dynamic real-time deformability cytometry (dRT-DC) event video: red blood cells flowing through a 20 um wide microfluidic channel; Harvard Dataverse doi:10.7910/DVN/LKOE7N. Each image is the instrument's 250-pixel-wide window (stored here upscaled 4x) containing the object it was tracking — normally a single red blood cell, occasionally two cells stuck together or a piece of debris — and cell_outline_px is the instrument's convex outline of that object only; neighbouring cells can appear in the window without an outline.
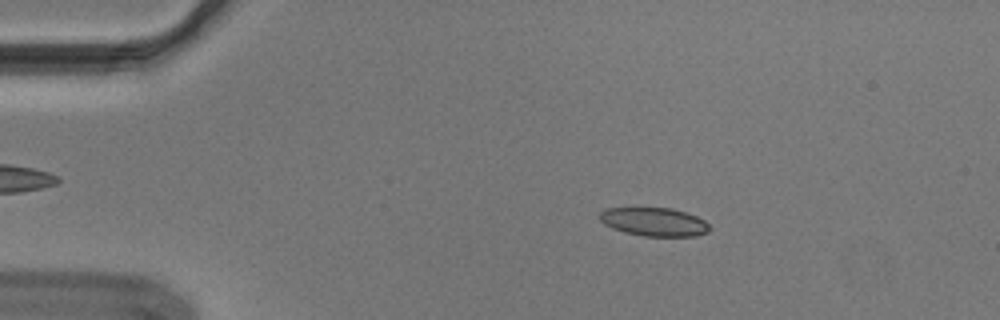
{"species": "Egyptian fruit bat (a non-hibernating species)", "species_latin": "Rousettus aegyptiacus", "temperature_condition": "cold", "stored_images_in_passage": 54, "camera_frame_rate_fps": 3000, "um_per_image_px": 0.085, "animal": {"sex": "male"}, "frame": {"image": 1, "passage_image": 9, "time_ms": 2.667, "image_size_px": [1000, 320], "cell_outline_px": [[712, 228], [708, 232], [696, 236], [644, 236], [624, 232], [612, 228], [604, 224], [596, 216], [604, 208], [672, 208], [696, 216], [704, 220]], "centroid_in_image_um": [55.57, 18.86], "position_along_channel_um": 29.4, "area_um2": 18.38}}
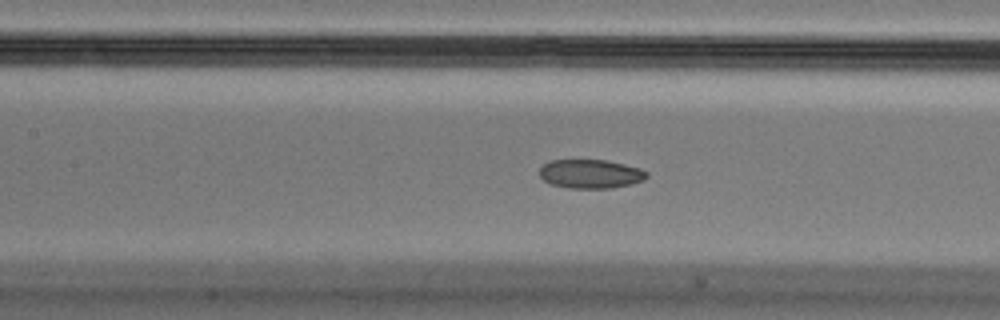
{"frame": {"image": 2, "passage_image": 24, "time_ms": 7.667, "image_size_px": [1000, 320], "cell_outline_px": [[648, 176], [644, 180], [632, 184], [612, 188], [568, 188], [552, 184], [544, 180], [540, 176], [540, 168], [548, 160], [604, 160], [624, 164], [640, 168], [648, 172]], "centroid_in_image_um": [50.21, 14.78], "position_along_channel_um": 157.2, "area_um2": 18.09}}
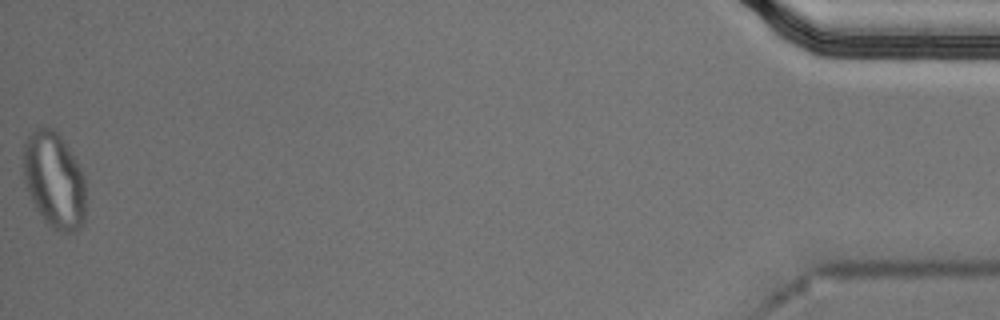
{"frame": {"image": 3, "passage_image": 54, "time_ms": 17.667, "image_size_px": [1000, 320], "cell_outline_px": [[84, 224], [76, 232], [56, 232], [44, 220], [36, 208], [28, 192], [24, 180], [24, 144], [28, 136], [36, 128], [52, 128], [64, 140], [76, 156], [84, 176]], "centroid_in_image_um": [4.63, 15.33], "position_along_channel_um": 430.6, "area_um2": 35.08}, "authors_computed_cell_mechanics": {"area_um2": 19.074, "velocity_mm_per_s": 3.663, "shape_relaxation_time_tau1_ms": null, "shape_relaxation_time_tau2_ms": 1.9199, "deformation_change_tau1": null, "deformation_change_tau2": 0.0489}}